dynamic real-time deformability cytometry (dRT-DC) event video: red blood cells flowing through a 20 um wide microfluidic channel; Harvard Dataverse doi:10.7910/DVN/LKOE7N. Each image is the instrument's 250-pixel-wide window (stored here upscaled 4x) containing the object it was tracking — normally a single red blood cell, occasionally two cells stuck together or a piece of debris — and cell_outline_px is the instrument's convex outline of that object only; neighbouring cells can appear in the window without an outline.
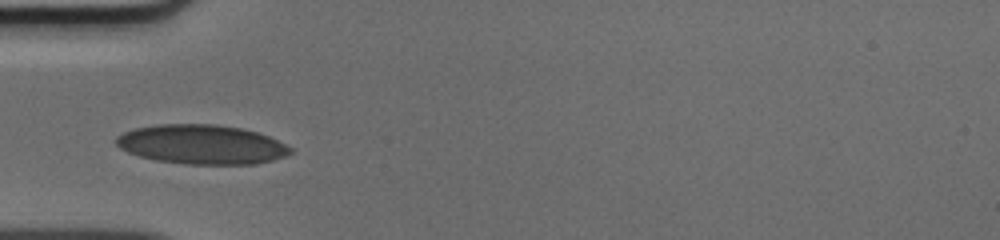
{"species": "human", "species_latin": "Homo sapiens", "temperature_condition": "cold", "stored_images_in_passage": 27, "camera_frame_rate_fps": 3000, "um_per_image_px": 0.085, "donor": {"sex": "male"}, "frame": {"image": 1, "passage_image": 1, "time_ms": 0.0, "image_size_px": [1000, 240], "cell_outline_px": [[292, 152], [284, 156], [272, 160], [256, 164], [184, 164], [156, 160], [140, 156], [128, 152], [120, 148], [116, 144], [116, 136], [132, 128], [160, 124], [216, 124], [240, 128], [256, 132], [268, 136], [292, 148]], "centroid_in_image_um": [17.11, 12.27], "position_along_channel_um": 67.9, "area_um2": 39.88}}
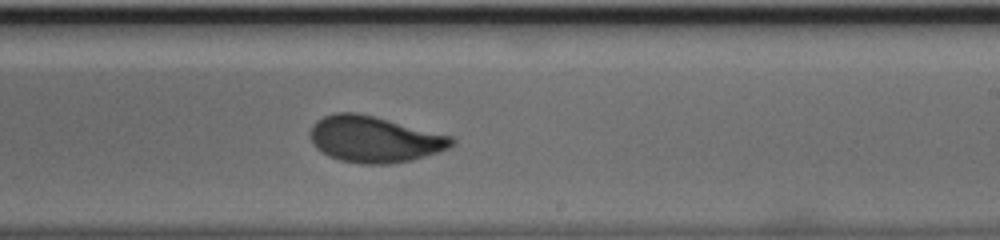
{"frame": {"image": 2, "passage_image": 15, "time_ms": 4.667, "image_size_px": [1000, 240], "cell_outline_px": [[456, 140], [448, 148], [412, 160], [388, 164], [360, 164], [340, 160], [328, 156], [316, 148], [312, 144], [312, 124], [316, 120], [324, 116], [336, 112], [356, 112], [452, 136]], "centroid_in_image_um": [31.79, 11.84], "position_along_channel_um": 257.2, "area_um2": 37.74}}
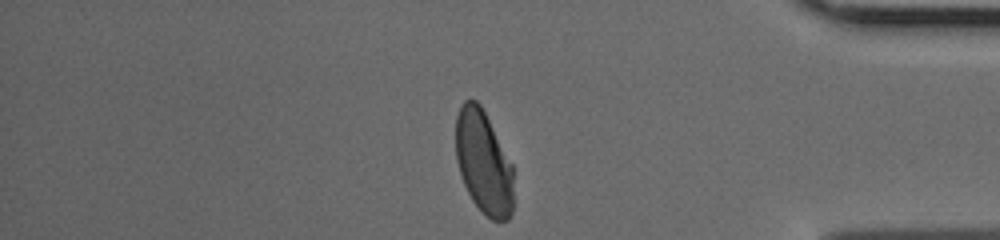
{"frame": {"image": 3, "passage_image": 27, "time_ms": 8.667, "image_size_px": [1000, 240], "cell_outline_px": [[512, 212], [508, 220], [492, 220], [472, 200], [464, 184], [456, 160], [456, 116], [460, 104], [464, 100], [476, 100], [480, 104], [512, 164]], "centroid_in_image_um": [41.08, 13.77], "position_along_channel_um": 394.1, "area_um2": 34.33}}